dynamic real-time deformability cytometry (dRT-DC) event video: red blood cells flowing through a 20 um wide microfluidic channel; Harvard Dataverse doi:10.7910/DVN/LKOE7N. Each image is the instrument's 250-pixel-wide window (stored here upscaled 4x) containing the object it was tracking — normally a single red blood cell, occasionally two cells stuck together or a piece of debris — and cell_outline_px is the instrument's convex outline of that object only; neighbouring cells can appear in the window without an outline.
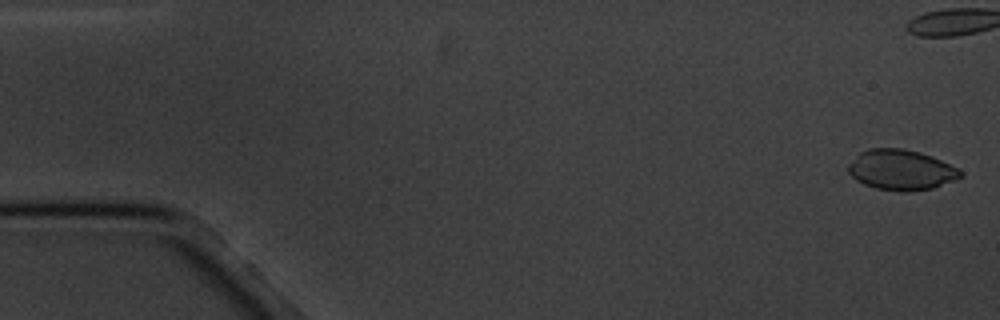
{"species": "common noctule bat (a hibernating species)", "species_latin": "Nyctalus noctula", "temperature_condition": "cold", "stored_images_in_passage": 6, "camera_frame_rate_fps": 3000, "um_per_image_px": 0.085, "animal": {"sex": "male", "body_mass_g": 20.1, "forearm_length_mm": 53.5}, "frame": {"image": 1, "passage_image": 1, "time_ms": 0.0, "image_size_px": [1000, 320], "cell_outline_px": [[964, 176], [956, 180], [932, 188], [908, 192], [900, 192], [876, 188], [864, 184], [856, 180], [848, 172], [848, 164], [860, 152], [868, 148], [900, 148], [920, 152], [932, 156], [960, 168], [964, 172]], "centroid_in_image_um": [76.63, 14.44], "position_along_channel_um": 8.4, "area_um2": 26.7}}